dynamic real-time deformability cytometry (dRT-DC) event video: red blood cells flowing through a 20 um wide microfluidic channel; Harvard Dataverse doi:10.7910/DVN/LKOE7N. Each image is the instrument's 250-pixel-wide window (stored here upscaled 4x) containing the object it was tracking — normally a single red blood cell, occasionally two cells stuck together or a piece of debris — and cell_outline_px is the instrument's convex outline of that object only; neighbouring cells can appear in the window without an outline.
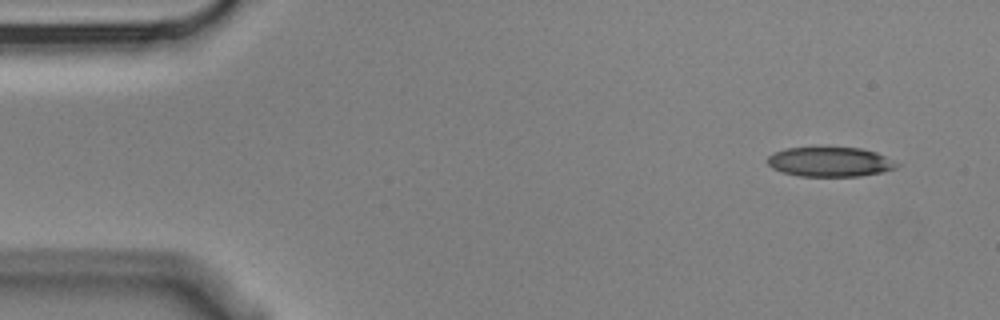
{"species": "Egyptian fruit bat (a non-hibernating species)", "species_latin": "Rousettus aegyptiacus", "temperature_condition": "cold", "stored_images_in_passage": 5, "segment_of_instrument_passage": [1, 2], "camera_frame_rate_fps": 3000, "um_per_image_px": 0.085, "animal": {"sex": "male"}, "frame": {"image": 1, "passage_image": 1, "time_ms": 0.0, "image_size_px": [1000, 320], "cell_outline_px": [[900, 164], [896, 168], [880, 172], [860, 176], [800, 176], [784, 172], [772, 168], [768, 164], [768, 156], [772, 152], [784, 148], [820, 144], [860, 148], [876, 152]], "centroid_in_image_um": [70.49, 13.7], "position_along_channel_um": 14.5, "area_um2": 23.18}}